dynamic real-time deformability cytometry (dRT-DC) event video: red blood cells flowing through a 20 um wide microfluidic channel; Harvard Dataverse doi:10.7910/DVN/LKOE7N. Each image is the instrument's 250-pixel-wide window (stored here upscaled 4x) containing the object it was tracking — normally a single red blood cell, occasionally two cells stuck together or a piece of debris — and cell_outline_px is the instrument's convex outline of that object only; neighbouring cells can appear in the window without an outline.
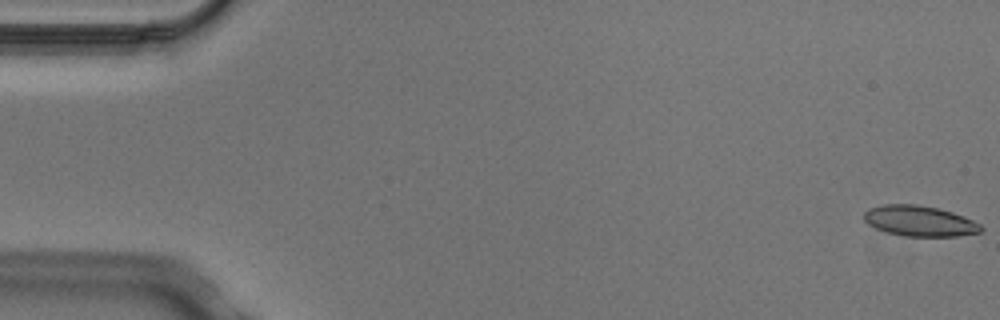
{"species": "Egyptian fruit bat (a non-hibernating species)", "species_latin": "Rousettus aegyptiacus", "temperature_condition": "cold", "stored_images_in_passage": 4, "camera_frame_rate_fps": 3000, "um_per_image_px": 0.085, "animal": {"sex": "male"}, "frame": {"image": 1, "passage_image": 1, "time_ms": 0.0, "image_size_px": [1000, 320], "cell_outline_px": [[984, 228], [980, 232], [956, 236], [904, 236], [888, 232], [876, 228], [868, 224], [864, 220], [864, 212], [868, 208], [880, 204], [916, 204], [936, 208], [952, 212], [964, 216], [980, 224]], "centroid_in_image_um": [78.14, 18.77], "position_along_channel_um": 6.9, "area_um2": 20.81}}
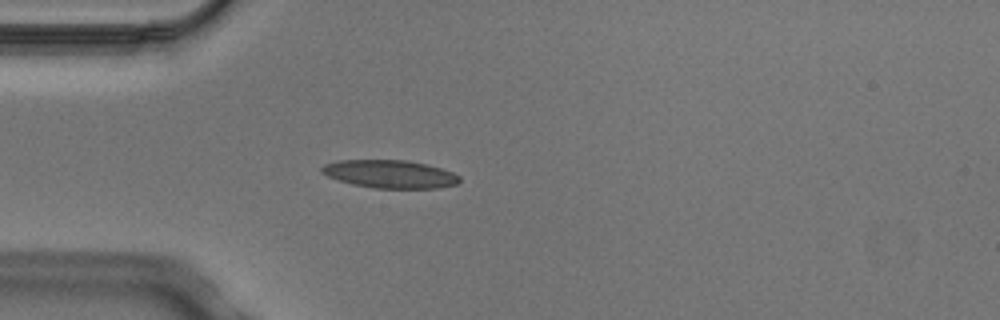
{"frame": {"image": 2, "passage_image": 4, "time_ms": 1.0, "image_size_px": [1000, 320], "cell_outline_px": [[460, 180], [456, 184], [440, 188], [376, 188], [352, 184], [328, 176], [320, 172], [320, 168], [324, 164], [340, 160], [408, 160], [440, 168], [452, 172], [460, 176]], "centroid_in_image_um": [33.14, 14.79], "position_along_channel_um": 51.9, "area_um2": 22.37}}